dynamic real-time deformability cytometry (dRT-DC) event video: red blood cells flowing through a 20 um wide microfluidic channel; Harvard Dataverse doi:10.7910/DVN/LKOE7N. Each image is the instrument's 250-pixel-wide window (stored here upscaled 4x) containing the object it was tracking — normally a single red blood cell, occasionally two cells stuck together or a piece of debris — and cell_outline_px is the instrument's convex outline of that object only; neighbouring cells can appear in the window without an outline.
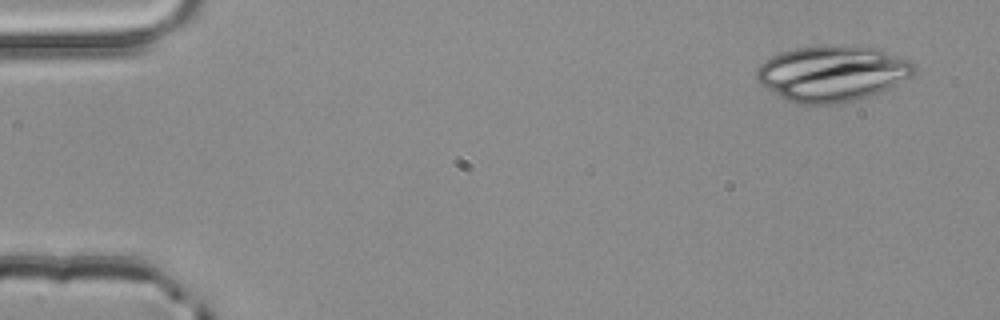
{"species": "common noctule bat (a hibernating species)", "species_latin": "Nyctalus noctula", "temperature_condition": "room temperature", "stored_images_in_passage": 3, "camera_frame_rate_fps": 3000, "um_per_image_px": 0.085, "animal": {"sex": "male", "body_mass_g": 20.4}, "frame": {"image": 1, "passage_image": 1, "time_ms": 0.0, "image_size_px": [1000, 320], "cell_outline_px": [[916, 72], [912, 76], [880, 92], [868, 96], [852, 100], [832, 104], [796, 104], [772, 92], [760, 84], [756, 80], [756, 68], [760, 64], [772, 56], [780, 52], [796, 48], [828, 44], [840, 44], [876, 48], [912, 60], [916, 64]], "centroid_in_image_um": [70.75, 6.22], "position_along_channel_um": 14.3, "area_um2": 51.56}}